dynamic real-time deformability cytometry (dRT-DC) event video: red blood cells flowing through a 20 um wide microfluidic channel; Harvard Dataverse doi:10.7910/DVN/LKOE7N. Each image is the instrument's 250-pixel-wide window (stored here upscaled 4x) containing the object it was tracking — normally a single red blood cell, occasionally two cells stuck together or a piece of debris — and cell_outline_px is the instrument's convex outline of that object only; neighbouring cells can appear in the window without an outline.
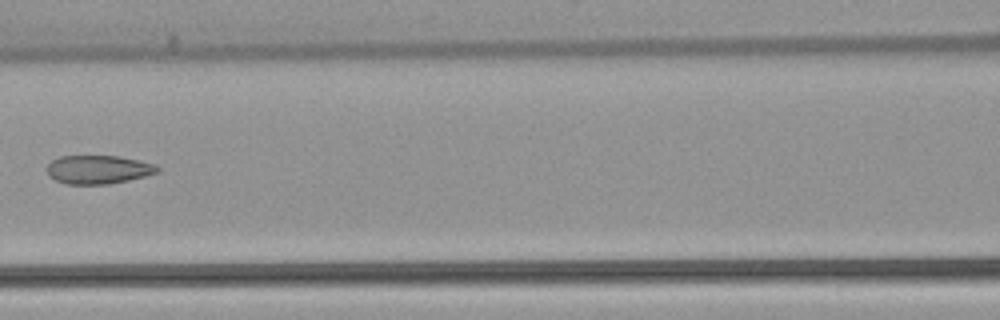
{"species": "common noctule bat (a hibernating species)", "species_latin": "Nyctalus noctula", "temperature_condition": "warm", "stored_images_in_passage": 6, "camera_frame_rate_fps": 3000, "um_per_image_px": 0.085, "animal": {"sex": "female", "body_mass_g": 22.7, "forearm_length_mm": 54.2}, "frame": {"image": 1, "passage_image": 6, "time_ms": 7.0, "image_size_px": [1000, 320], "cell_outline_px": [[160, 172], [128, 180], [108, 184], [64, 184], [48, 176], [48, 164], [52, 160], [60, 156], [116, 156], [140, 160], [156, 164], [160, 168]], "centroid_in_image_um": [8.37, 14.41], "position_along_channel_um": 158.2, "area_um2": 18.44}}